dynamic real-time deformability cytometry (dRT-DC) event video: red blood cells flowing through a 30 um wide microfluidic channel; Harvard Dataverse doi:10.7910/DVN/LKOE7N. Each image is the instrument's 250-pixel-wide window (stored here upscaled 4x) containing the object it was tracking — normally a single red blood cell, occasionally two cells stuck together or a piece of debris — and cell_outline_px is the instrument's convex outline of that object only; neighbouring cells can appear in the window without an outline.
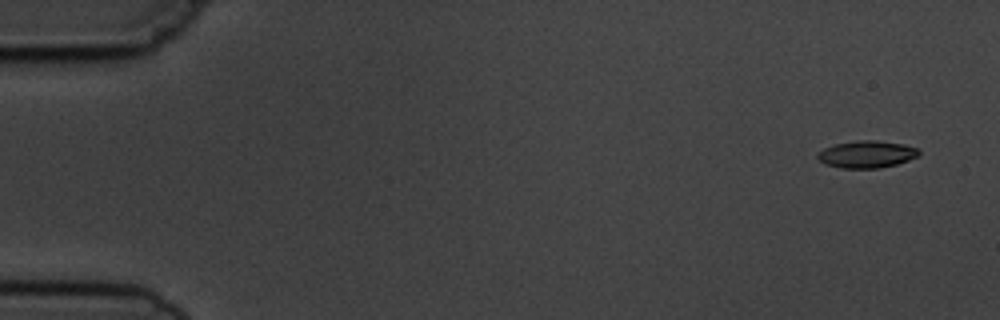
{"species": "common noctule bat (a hibernating species)", "species_latin": "Nyctalus noctula", "temperature_condition": "cold", "stored_images_in_passage": 5, "camera_frame_rate_fps": 3000, "um_per_image_px": 0.085, "animal": {"sex": "male", "body_mass_g": 19.5, "forearm_length_mm": 54.6}, "frame": {"image": 1, "passage_image": 1, "time_ms": 0.0, "image_size_px": [1000, 320], "cell_outline_px": [[920, 156], [896, 164], [880, 168], [840, 168], [824, 164], [816, 156], [816, 152], [824, 148], [836, 144], [856, 140], [876, 140], [904, 144], [920, 148]], "centroid_in_image_um": [73.68, 13.11], "position_along_channel_um": 11.3, "area_um2": 16.24}}
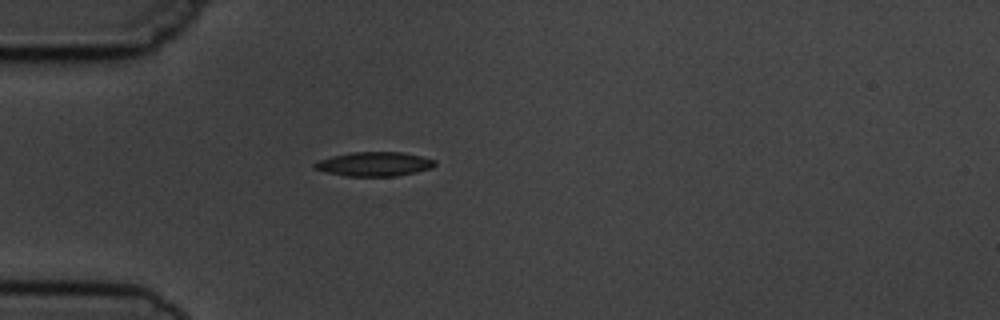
{"frame": {"image": 2, "passage_image": 5, "time_ms": 4.333, "image_size_px": [1000, 320], "cell_outline_px": [[436, 164], [432, 168], [416, 172], [396, 176], [344, 176], [324, 172], [312, 168], [312, 164], [316, 160], [332, 156], [352, 152], [404, 152], [436, 160]], "centroid_in_image_um": [31.76, 13.94], "position_along_channel_um": 53.2, "area_um2": 17.22}}